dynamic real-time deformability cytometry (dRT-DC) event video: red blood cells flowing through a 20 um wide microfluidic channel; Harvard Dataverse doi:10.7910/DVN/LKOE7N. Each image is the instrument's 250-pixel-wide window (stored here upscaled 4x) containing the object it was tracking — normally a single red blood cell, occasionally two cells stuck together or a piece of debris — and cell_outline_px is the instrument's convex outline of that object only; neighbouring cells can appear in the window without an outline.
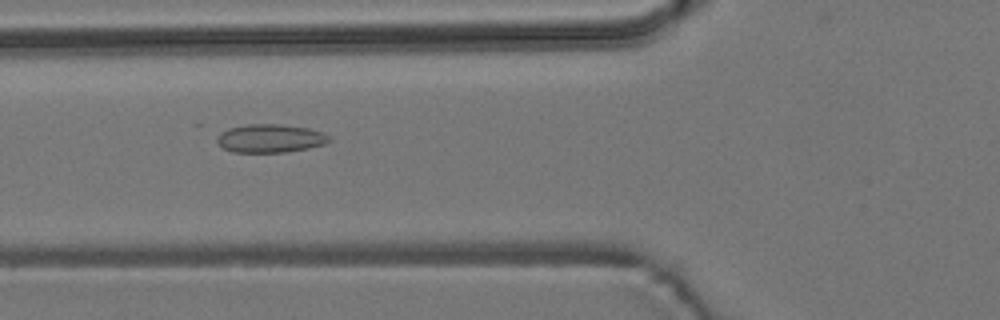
{"species": "common noctule bat (a hibernating species)", "species_latin": "Nyctalus noctula", "temperature_condition": "room temperature", "stored_images_in_passage": 54, "camera_frame_rate_fps": 3000, "um_per_image_px": 0.085, "animal": {"sex": "male", "body_mass_g": 19.2, "forearm_length_mm": 51.8}, "frame": {"image": 1, "passage_image": 20, "time_ms": 6.333, "image_size_px": [1000, 320], "cell_outline_px": [[332, 140], [324, 144], [308, 148], [288, 152], [232, 152], [224, 148], [216, 140], [216, 136], [220, 132], [228, 128], [248, 124], [280, 124], [308, 128], [320, 132], [328, 136]], "centroid_in_image_um": [22.94, 11.76], "position_along_channel_um": 102.9, "area_um2": 18.5}}
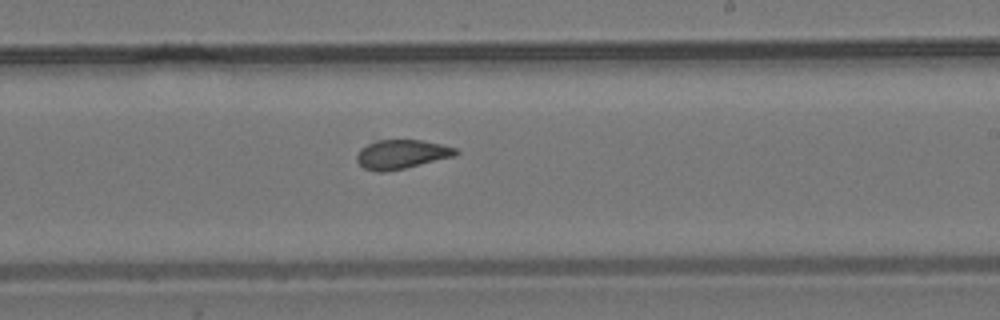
{"frame": {"image": 2, "passage_image": 32, "time_ms": 10.333, "image_size_px": [1000, 320], "cell_outline_px": [[460, 152], [456, 156], [404, 168], [384, 172], [376, 172], [364, 168], [356, 160], [356, 156], [360, 148], [376, 140], [420, 140], [440, 144], [456, 148]], "centroid_in_image_um": [34.13, 13.11], "position_along_channel_um": 254.9, "area_um2": 16.76}}
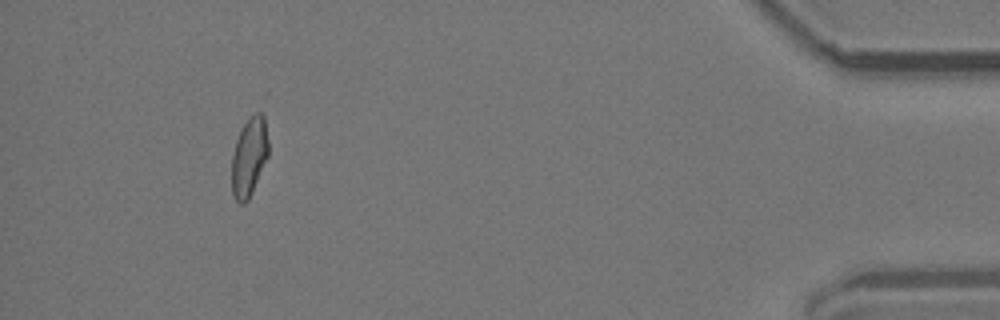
{"frame": {"image": 3, "passage_image": 50, "time_ms": 16.333, "image_size_px": [1000, 320], "cell_outline_px": [[268, 156], [252, 192], [248, 200], [244, 204], [240, 204], [236, 200], [232, 192], [232, 156], [236, 140], [244, 124], [256, 112], [264, 112], [268, 140]], "centroid_in_image_um": [21.19, 13.33], "position_along_channel_um": 414.0, "area_um2": 16.76}}